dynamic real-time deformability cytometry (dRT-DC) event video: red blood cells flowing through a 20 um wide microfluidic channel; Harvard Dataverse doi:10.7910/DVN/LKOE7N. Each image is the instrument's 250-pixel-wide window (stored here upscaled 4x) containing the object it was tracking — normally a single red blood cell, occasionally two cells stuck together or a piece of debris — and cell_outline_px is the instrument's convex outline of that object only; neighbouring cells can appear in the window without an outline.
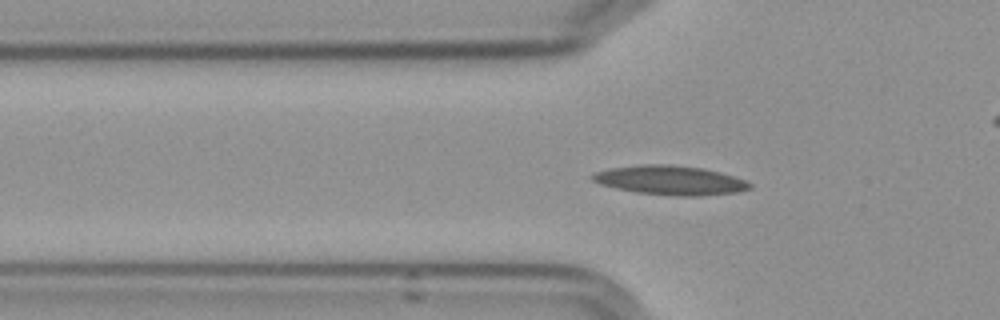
{"species": "Egyptian fruit bat (a non-hibernating species)", "species_latin": "Rousettus aegyptiacus", "temperature_condition": "cold", "stored_images_in_passage": 48, "camera_frame_rate_fps": 3000, "um_per_image_px": 0.085, "frame": {"image": 1, "passage_image": 10, "time_ms": 3.0, "image_size_px": [1000, 320], "cell_outline_px": [[752, 188], [736, 192], [700, 196], [676, 196], [636, 192], [616, 188], [600, 184], [592, 180], [588, 176], [592, 172], [608, 168], [640, 164], [668, 164], [700, 168], [720, 172], [744, 180], [752, 184]], "centroid_in_image_um": [56.9, 15.31], "position_along_channel_um": 68.9, "area_um2": 26.88}}
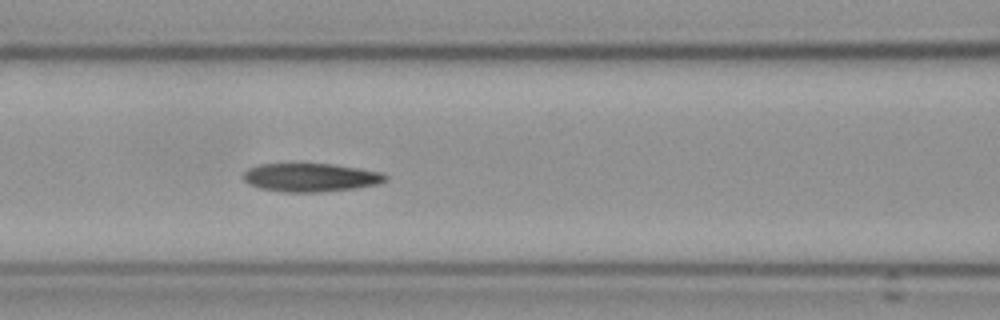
{"frame": {"image": 2, "passage_image": 16, "time_ms": 5.0, "image_size_px": [1000, 320], "cell_outline_px": [[388, 176], [384, 180], [376, 184], [352, 188], [320, 192], [284, 192], [260, 188], [248, 184], [244, 180], [244, 172], [248, 168], [260, 164], [332, 164], [380, 172]], "centroid_in_image_um": [26.34, 15.08], "position_along_channel_um": 140.3, "area_um2": 23.18}}
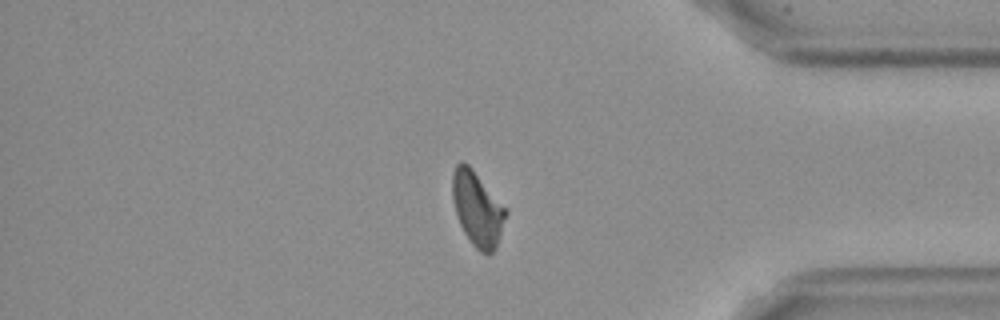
{"frame": {"image": 3, "passage_image": 39, "time_ms": 12.667, "image_size_px": [1000, 320], "cell_outline_px": [[508, 212], [496, 248], [488, 256], [480, 252], [472, 244], [464, 232], [460, 224], [456, 212], [452, 196], [452, 172], [456, 164], [460, 160], [468, 164], [472, 168], [508, 208]], "centroid_in_image_um": [40.6, 17.73], "position_along_channel_um": 394.6, "area_um2": 23.47}, "authors_computed_cell_mechanics": {"area_um2": 23.2356, "velocity_mm_per_s": 3.5921, "shape_relaxation_time_tau1_ms": null, "shape_relaxation_time_tau2_ms": 6.0059, "deformation_change_tau1": null, "deformation_change_tau2": 0.1334}}